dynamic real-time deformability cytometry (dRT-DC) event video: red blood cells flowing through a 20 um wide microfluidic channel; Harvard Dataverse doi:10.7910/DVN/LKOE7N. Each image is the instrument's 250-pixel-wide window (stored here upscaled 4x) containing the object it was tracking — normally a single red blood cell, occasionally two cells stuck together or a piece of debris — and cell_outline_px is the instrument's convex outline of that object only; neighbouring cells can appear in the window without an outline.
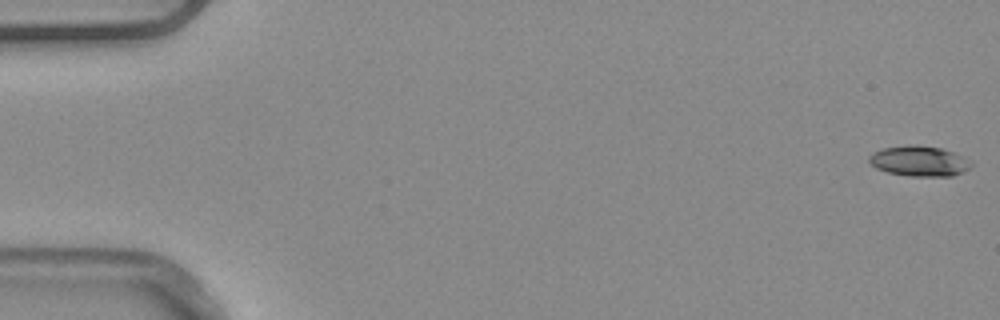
{"species": "common noctule bat (a hibernating species)", "species_latin": "Nyctalus noctula", "temperature_condition": "warm", "stored_images_in_passage": 53, "camera_frame_rate_fps": 3000, "um_per_image_px": 0.085, "animal": {"sex": "male", "body_mass_g": 20.4}, "frame": {"image": 1, "passage_image": 1, "time_ms": 0.0, "image_size_px": [1000, 320], "cell_outline_px": [[972, 164], [964, 172], [952, 176], [908, 176], [888, 172], [876, 168], [868, 160], [868, 156], [872, 152], [884, 148], [908, 144], [916, 144], [940, 148], [964, 156], [972, 160]], "centroid_in_image_um": [78.14, 13.68], "position_along_channel_um": 6.9, "area_um2": 18.21}}
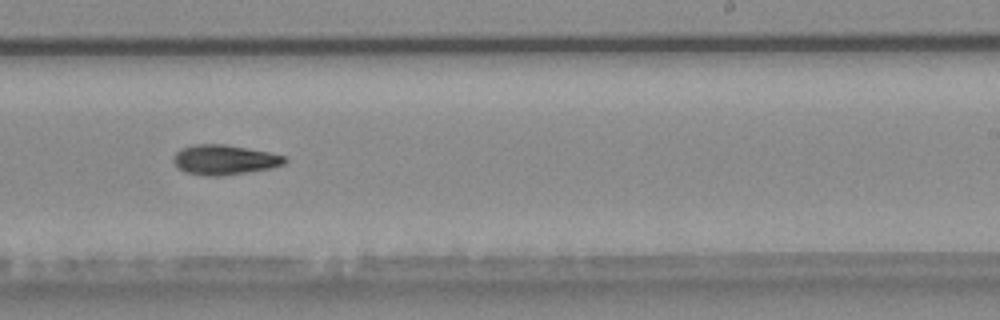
{"frame": {"image": 2, "passage_image": 33, "time_ms": 10.667, "image_size_px": [1000, 320], "cell_outline_px": [[288, 160], [284, 164], [272, 168], [248, 172], [220, 176], [204, 176], [184, 172], [176, 168], [172, 160], [172, 156], [180, 148], [192, 144], [224, 144], [268, 152], [284, 156]], "centroid_in_image_um": [19.01, 13.59], "position_along_channel_um": 270.0, "area_um2": 19.65}}
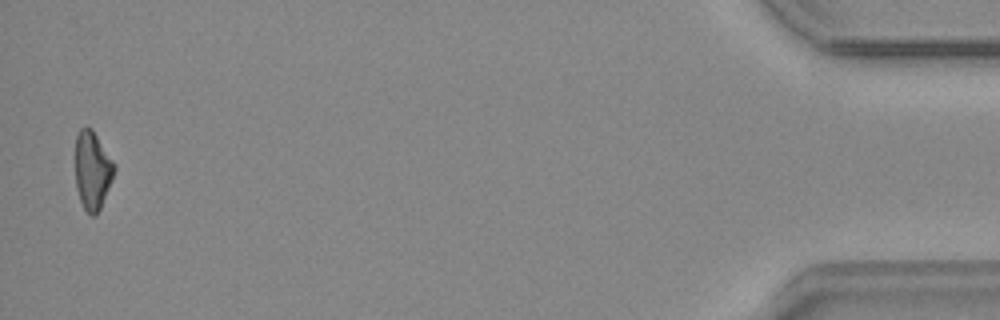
{"frame": {"image": 3, "passage_image": 52, "time_ms": 17.0, "image_size_px": [1000, 320], "cell_outline_px": [[116, 168], [112, 180], [100, 208], [96, 216], [92, 216], [84, 208], [80, 200], [76, 188], [76, 136], [80, 128], [92, 128], [116, 164]], "centroid_in_image_um": [7.87, 14.47], "position_along_channel_um": 427.3, "area_um2": 17.74}, "authors_computed_cell_mechanics": {"area_um2": 18.3226, "velocity_mm_per_s": 3.8877, "shape_relaxation_time_tau1_ms": 7.3046, "shape_relaxation_time_tau2_ms": null, "deformation_change_tau1": 0.1687, "deformation_change_tau2": null}}